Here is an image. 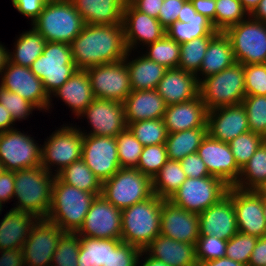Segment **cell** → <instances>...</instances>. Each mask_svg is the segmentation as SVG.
Returning <instances> with one entry per match:
<instances>
[{
	"label": "cell",
	"mask_w": 266,
	"mask_h": 266,
	"mask_svg": "<svg viewBox=\"0 0 266 266\" xmlns=\"http://www.w3.org/2000/svg\"><path fill=\"white\" fill-rule=\"evenodd\" d=\"M235 62L228 36L224 32L218 31L210 39L201 67L195 75L200 83L204 78L218 74Z\"/></svg>",
	"instance_id": "obj_32"
},
{
	"label": "cell",
	"mask_w": 266,
	"mask_h": 266,
	"mask_svg": "<svg viewBox=\"0 0 266 266\" xmlns=\"http://www.w3.org/2000/svg\"><path fill=\"white\" fill-rule=\"evenodd\" d=\"M82 117L87 119L91 128L87 132L77 125L84 135L116 137L127 127L124 104L115 100L95 98L77 119Z\"/></svg>",
	"instance_id": "obj_15"
},
{
	"label": "cell",
	"mask_w": 266,
	"mask_h": 266,
	"mask_svg": "<svg viewBox=\"0 0 266 266\" xmlns=\"http://www.w3.org/2000/svg\"><path fill=\"white\" fill-rule=\"evenodd\" d=\"M101 195L123 210L153 195L152 179L136 168H120L102 183Z\"/></svg>",
	"instance_id": "obj_9"
},
{
	"label": "cell",
	"mask_w": 266,
	"mask_h": 266,
	"mask_svg": "<svg viewBox=\"0 0 266 266\" xmlns=\"http://www.w3.org/2000/svg\"><path fill=\"white\" fill-rule=\"evenodd\" d=\"M250 131L247 114L241 104L218 107L208 111L207 134L218 141L229 143Z\"/></svg>",
	"instance_id": "obj_24"
},
{
	"label": "cell",
	"mask_w": 266,
	"mask_h": 266,
	"mask_svg": "<svg viewBox=\"0 0 266 266\" xmlns=\"http://www.w3.org/2000/svg\"><path fill=\"white\" fill-rule=\"evenodd\" d=\"M261 0H240L245 11L251 15L254 10L258 7V4Z\"/></svg>",
	"instance_id": "obj_69"
},
{
	"label": "cell",
	"mask_w": 266,
	"mask_h": 266,
	"mask_svg": "<svg viewBox=\"0 0 266 266\" xmlns=\"http://www.w3.org/2000/svg\"><path fill=\"white\" fill-rule=\"evenodd\" d=\"M29 68L42 81L48 96L77 70L72 60L70 44L59 42H46L44 51Z\"/></svg>",
	"instance_id": "obj_8"
},
{
	"label": "cell",
	"mask_w": 266,
	"mask_h": 266,
	"mask_svg": "<svg viewBox=\"0 0 266 266\" xmlns=\"http://www.w3.org/2000/svg\"><path fill=\"white\" fill-rule=\"evenodd\" d=\"M208 110L201 96L178 104L168 105L163 116L168 134L194 128H207Z\"/></svg>",
	"instance_id": "obj_25"
},
{
	"label": "cell",
	"mask_w": 266,
	"mask_h": 266,
	"mask_svg": "<svg viewBox=\"0 0 266 266\" xmlns=\"http://www.w3.org/2000/svg\"><path fill=\"white\" fill-rule=\"evenodd\" d=\"M264 140L265 138L262 135L248 131L228 143L240 169L250 160Z\"/></svg>",
	"instance_id": "obj_47"
},
{
	"label": "cell",
	"mask_w": 266,
	"mask_h": 266,
	"mask_svg": "<svg viewBox=\"0 0 266 266\" xmlns=\"http://www.w3.org/2000/svg\"><path fill=\"white\" fill-rule=\"evenodd\" d=\"M136 10L157 18L164 0H127Z\"/></svg>",
	"instance_id": "obj_59"
},
{
	"label": "cell",
	"mask_w": 266,
	"mask_h": 266,
	"mask_svg": "<svg viewBox=\"0 0 266 266\" xmlns=\"http://www.w3.org/2000/svg\"><path fill=\"white\" fill-rule=\"evenodd\" d=\"M186 1L187 0H164L158 20L166 30L177 21L178 14L181 12V8Z\"/></svg>",
	"instance_id": "obj_56"
},
{
	"label": "cell",
	"mask_w": 266,
	"mask_h": 266,
	"mask_svg": "<svg viewBox=\"0 0 266 266\" xmlns=\"http://www.w3.org/2000/svg\"><path fill=\"white\" fill-rule=\"evenodd\" d=\"M160 234L179 242L195 244L199 238V217L197 213L163 199L161 207Z\"/></svg>",
	"instance_id": "obj_22"
},
{
	"label": "cell",
	"mask_w": 266,
	"mask_h": 266,
	"mask_svg": "<svg viewBox=\"0 0 266 266\" xmlns=\"http://www.w3.org/2000/svg\"><path fill=\"white\" fill-rule=\"evenodd\" d=\"M56 176L65 184L94 193L96 196L102 193L101 181L85 164L82 158L65 167Z\"/></svg>",
	"instance_id": "obj_36"
},
{
	"label": "cell",
	"mask_w": 266,
	"mask_h": 266,
	"mask_svg": "<svg viewBox=\"0 0 266 266\" xmlns=\"http://www.w3.org/2000/svg\"><path fill=\"white\" fill-rule=\"evenodd\" d=\"M3 211V206L0 204V215L2 214L1 212Z\"/></svg>",
	"instance_id": "obj_73"
},
{
	"label": "cell",
	"mask_w": 266,
	"mask_h": 266,
	"mask_svg": "<svg viewBox=\"0 0 266 266\" xmlns=\"http://www.w3.org/2000/svg\"><path fill=\"white\" fill-rule=\"evenodd\" d=\"M122 26L128 51H137L138 47H141L140 49L143 51L147 45L154 43L166 34V29L157 18L141 13L128 1L123 10Z\"/></svg>",
	"instance_id": "obj_19"
},
{
	"label": "cell",
	"mask_w": 266,
	"mask_h": 266,
	"mask_svg": "<svg viewBox=\"0 0 266 266\" xmlns=\"http://www.w3.org/2000/svg\"><path fill=\"white\" fill-rule=\"evenodd\" d=\"M250 16L255 20L266 22V0H261Z\"/></svg>",
	"instance_id": "obj_67"
},
{
	"label": "cell",
	"mask_w": 266,
	"mask_h": 266,
	"mask_svg": "<svg viewBox=\"0 0 266 266\" xmlns=\"http://www.w3.org/2000/svg\"><path fill=\"white\" fill-rule=\"evenodd\" d=\"M109 258V239L80 236L78 266H103Z\"/></svg>",
	"instance_id": "obj_41"
},
{
	"label": "cell",
	"mask_w": 266,
	"mask_h": 266,
	"mask_svg": "<svg viewBox=\"0 0 266 266\" xmlns=\"http://www.w3.org/2000/svg\"><path fill=\"white\" fill-rule=\"evenodd\" d=\"M141 250L121 239H109V258L103 266H138Z\"/></svg>",
	"instance_id": "obj_50"
},
{
	"label": "cell",
	"mask_w": 266,
	"mask_h": 266,
	"mask_svg": "<svg viewBox=\"0 0 266 266\" xmlns=\"http://www.w3.org/2000/svg\"><path fill=\"white\" fill-rule=\"evenodd\" d=\"M18 130L13 128L0 132V163L6 171L41 166L42 145L28 131Z\"/></svg>",
	"instance_id": "obj_12"
},
{
	"label": "cell",
	"mask_w": 266,
	"mask_h": 266,
	"mask_svg": "<svg viewBox=\"0 0 266 266\" xmlns=\"http://www.w3.org/2000/svg\"><path fill=\"white\" fill-rule=\"evenodd\" d=\"M206 135L207 128H194L168 134L165 141L168 159L181 161L187 155L196 153Z\"/></svg>",
	"instance_id": "obj_35"
},
{
	"label": "cell",
	"mask_w": 266,
	"mask_h": 266,
	"mask_svg": "<svg viewBox=\"0 0 266 266\" xmlns=\"http://www.w3.org/2000/svg\"><path fill=\"white\" fill-rule=\"evenodd\" d=\"M14 210L46 218L52 201V187L56 175L42 166L14 171Z\"/></svg>",
	"instance_id": "obj_2"
},
{
	"label": "cell",
	"mask_w": 266,
	"mask_h": 266,
	"mask_svg": "<svg viewBox=\"0 0 266 266\" xmlns=\"http://www.w3.org/2000/svg\"><path fill=\"white\" fill-rule=\"evenodd\" d=\"M15 122L4 105L0 104V132H5L7 130L13 129L15 127Z\"/></svg>",
	"instance_id": "obj_65"
},
{
	"label": "cell",
	"mask_w": 266,
	"mask_h": 266,
	"mask_svg": "<svg viewBox=\"0 0 266 266\" xmlns=\"http://www.w3.org/2000/svg\"><path fill=\"white\" fill-rule=\"evenodd\" d=\"M132 51L126 54L125 62L130 74L132 90H153L164 77L167 70L164 66L147 58L143 53L130 58Z\"/></svg>",
	"instance_id": "obj_33"
},
{
	"label": "cell",
	"mask_w": 266,
	"mask_h": 266,
	"mask_svg": "<svg viewBox=\"0 0 266 266\" xmlns=\"http://www.w3.org/2000/svg\"><path fill=\"white\" fill-rule=\"evenodd\" d=\"M187 179L180 161L168 159L160 171L152 178L153 194L169 199Z\"/></svg>",
	"instance_id": "obj_38"
},
{
	"label": "cell",
	"mask_w": 266,
	"mask_h": 266,
	"mask_svg": "<svg viewBox=\"0 0 266 266\" xmlns=\"http://www.w3.org/2000/svg\"><path fill=\"white\" fill-rule=\"evenodd\" d=\"M196 266H245V265L238 263L234 260H231L225 256L213 260L197 261Z\"/></svg>",
	"instance_id": "obj_64"
},
{
	"label": "cell",
	"mask_w": 266,
	"mask_h": 266,
	"mask_svg": "<svg viewBox=\"0 0 266 266\" xmlns=\"http://www.w3.org/2000/svg\"><path fill=\"white\" fill-rule=\"evenodd\" d=\"M65 232L46 218H38L21 248L25 266H51L59 239Z\"/></svg>",
	"instance_id": "obj_14"
},
{
	"label": "cell",
	"mask_w": 266,
	"mask_h": 266,
	"mask_svg": "<svg viewBox=\"0 0 266 266\" xmlns=\"http://www.w3.org/2000/svg\"><path fill=\"white\" fill-rule=\"evenodd\" d=\"M48 0H11L12 6L23 16L28 17L32 22L42 12Z\"/></svg>",
	"instance_id": "obj_57"
},
{
	"label": "cell",
	"mask_w": 266,
	"mask_h": 266,
	"mask_svg": "<svg viewBox=\"0 0 266 266\" xmlns=\"http://www.w3.org/2000/svg\"><path fill=\"white\" fill-rule=\"evenodd\" d=\"M248 266H266V236L258 238Z\"/></svg>",
	"instance_id": "obj_62"
},
{
	"label": "cell",
	"mask_w": 266,
	"mask_h": 266,
	"mask_svg": "<svg viewBox=\"0 0 266 266\" xmlns=\"http://www.w3.org/2000/svg\"><path fill=\"white\" fill-rule=\"evenodd\" d=\"M14 171H5L0 177V204L4 206L13 199L15 188Z\"/></svg>",
	"instance_id": "obj_58"
},
{
	"label": "cell",
	"mask_w": 266,
	"mask_h": 266,
	"mask_svg": "<svg viewBox=\"0 0 266 266\" xmlns=\"http://www.w3.org/2000/svg\"><path fill=\"white\" fill-rule=\"evenodd\" d=\"M257 241L258 238L255 236L238 232L227 242L226 257L248 266L252 251L255 248Z\"/></svg>",
	"instance_id": "obj_51"
},
{
	"label": "cell",
	"mask_w": 266,
	"mask_h": 266,
	"mask_svg": "<svg viewBox=\"0 0 266 266\" xmlns=\"http://www.w3.org/2000/svg\"><path fill=\"white\" fill-rule=\"evenodd\" d=\"M266 182V139L257 148L250 160L242 167L234 187L257 190Z\"/></svg>",
	"instance_id": "obj_37"
},
{
	"label": "cell",
	"mask_w": 266,
	"mask_h": 266,
	"mask_svg": "<svg viewBox=\"0 0 266 266\" xmlns=\"http://www.w3.org/2000/svg\"><path fill=\"white\" fill-rule=\"evenodd\" d=\"M38 218L30 213L10 209L0 219V250L21 249Z\"/></svg>",
	"instance_id": "obj_31"
},
{
	"label": "cell",
	"mask_w": 266,
	"mask_h": 266,
	"mask_svg": "<svg viewBox=\"0 0 266 266\" xmlns=\"http://www.w3.org/2000/svg\"><path fill=\"white\" fill-rule=\"evenodd\" d=\"M121 229V210L99 195L92 201L84 222L76 234L99 239H121Z\"/></svg>",
	"instance_id": "obj_16"
},
{
	"label": "cell",
	"mask_w": 266,
	"mask_h": 266,
	"mask_svg": "<svg viewBox=\"0 0 266 266\" xmlns=\"http://www.w3.org/2000/svg\"><path fill=\"white\" fill-rule=\"evenodd\" d=\"M249 14L240 0H216L215 29L224 32L228 27L245 20Z\"/></svg>",
	"instance_id": "obj_44"
},
{
	"label": "cell",
	"mask_w": 266,
	"mask_h": 266,
	"mask_svg": "<svg viewBox=\"0 0 266 266\" xmlns=\"http://www.w3.org/2000/svg\"><path fill=\"white\" fill-rule=\"evenodd\" d=\"M263 213H264V217L266 219V200H263Z\"/></svg>",
	"instance_id": "obj_72"
},
{
	"label": "cell",
	"mask_w": 266,
	"mask_h": 266,
	"mask_svg": "<svg viewBox=\"0 0 266 266\" xmlns=\"http://www.w3.org/2000/svg\"><path fill=\"white\" fill-rule=\"evenodd\" d=\"M123 104L127 125L140 120L161 119L167 107L156 89L132 90Z\"/></svg>",
	"instance_id": "obj_28"
},
{
	"label": "cell",
	"mask_w": 266,
	"mask_h": 266,
	"mask_svg": "<svg viewBox=\"0 0 266 266\" xmlns=\"http://www.w3.org/2000/svg\"><path fill=\"white\" fill-rule=\"evenodd\" d=\"M167 160L165 144L143 146L136 169L152 179Z\"/></svg>",
	"instance_id": "obj_49"
},
{
	"label": "cell",
	"mask_w": 266,
	"mask_h": 266,
	"mask_svg": "<svg viewBox=\"0 0 266 266\" xmlns=\"http://www.w3.org/2000/svg\"><path fill=\"white\" fill-rule=\"evenodd\" d=\"M246 95H266V63L243 64Z\"/></svg>",
	"instance_id": "obj_54"
},
{
	"label": "cell",
	"mask_w": 266,
	"mask_h": 266,
	"mask_svg": "<svg viewBox=\"0 0 266 266\" xmlns=\"http://www.w3.org/2000/svg\"><path fill=\"white\" fill-rule=\"evenodd\" d=\"M228 240L215 236H199L196 245V260H213L226 256V245Z\"/></svg>",
	"instance_id": "obj_53"
},
{
	"label": "cell",
	"mask_w": 266,
	"mask_h": 266,
	"mask_svg": "<svg viewBox=\"0 0 266 266\" xmlns=\"http://www.w3.org/2000/svg\"><path fill=\"white\" fill-rule=\"evenodd\" d=\"M70 46L77 70L120 61L128 52L122 24H85Z\"/></svg>",
	"instance_id": "obj_1"
},
{
	"label": "cell",
	"mask_w": 266,
	"mask_h": 266,
	"mask_svg": "<svg viewBox=\"0 0 266 266\" xmlns=\"http://www.w3.org/2000/svg\"><path fill=\"white\" fill-rule=\"evenodd\" d=\"M18 36L14 42L13 52H8L9 62L30 67L44 51L47 41L32 26L30 30L23 31Z\"/></svg>",
	"instance_id": "obj_34"
},
{
	"label": "cell",
	"mask_w": 266,
	"mask_h": 266,
	"mask_svg": "<svg viewBox=\"0 0 266 266\" xmlns=\"http://www.w3.org/2000/svg\"><path fill=\"white\" fill-rule=\"evenodd\" d=\"M8 52L9 49L0 42V76L9 61Z\"/></svg>",
	"instance_id": "obj_68"
},
{
	"label": "cell",
	"mask_w": 266,
	"mask_h": 266,
	"mask_svg": "<svg viewBox=\"0 0 266 266\" xmlns=\"http://www.w3.org/2000/svg\"><path fill=\"white\" fill-rule=\"evenodd\" d=\"M82 159L101 183L121 168L115 137L84 135Z\"/></svg>",
	"instance_id": "obj_17"
},
{
	"label": "cell",
	"mask_w": 266,
	"mask_h": 266,
	"mask_svg": "<svg viewBox=\"0 0 266 266\" xmlns=\"http://www.w3.org/2000/svg\"><path fill=\"white\" fill-rule=\"evenodd\" d=\"M0 253V266H25L21 249H5Z\"/></svg>",
	"instance_id": "obj_60"
},
{
	"label": "cell",
	"mask_w": 266,
	"mask_h": 266,
	"mask_svg": "<svg viewBox=\"0 0 266 266\" xmlns=\"http://www.w3.org/2000/svg\"><path fill=\"white\" fill-rule=\"evenodd\" d=\"M196 10L194 9L190 0H187L182 8L181 12L178 14L177 21L179 22H192L196 15Z\"/></svg>",
	"instance_id": "obj_63"
},
{
	"label": "cell",
	"mask_w": 266,
	"mask_h": 266,
	"mask_svg": "<svg viewBox=\"0 0 266 266\" xmlns=\"http://www.w3.org/2000/svg\"><path fill=\"white\" fill-rule=\"evenodd\" d=\"M61 126L47 136L41 151V166L55 175L82 158L84 134L72 123Z\"/></svg>",
	"instance_id": "obj_7"
},
{
	"label": "cell",
	"mask_w": 266,
	"mask_h": 266,
	"mask_svg": "<svg viewBox=\"0 0 266 266\" xmlns=\"http://www.w3.org/2000/svg\"><path fill=\"white\" fill-rule=\"evenodd\" d=\"M79 250L80 236L76 233L65 232L59 239L51 266H78Z\"/></svg>",
	"instance_id": "obj_48"
},
{
	"label": "cell",
	"mask_w": 266,
	"mask_h": 266,
	"mask_svg": "<svg viewBox=\"0 0 266 266\" xmlns=\"http://www.w3.org/2000/svg\"><path fill=\"white\" fill-rule=\"evenodd\" d=\"M162 202L163 198L153 194L147 200L121 210V240L144 250L160 235Z\"/></svg>",
	"instance_id": "obj_4"
},
{
	"label": "cell",
	"mask_w": 266,
	"mask_h": 266,
	"mask_svg": "<svg viewBox=\"0 0 266 266\" xmlns=\"http://www.w3.org/2000/svg\"><path fill=\"white\" fill-rule=\"evenodd\" d=\"M30 25L47 42L71 44L85 23L70 0H48Z\"/></svg>",
	"instance_id": "obj_5"
},
{
	"label": "cell",
	"mask_w": 266,
	"mask_h": 266,
	"mask_svg": "<svg viewBox=\"0 0 266 266\" xmlns=\"http://www.w3.org/2000/svg\"><path fill=\"white\" fill-rule=\"evenodd\" d=\"M48 111L53 108V97L62 100L75 117H79L95 99L86 70H76L73 75L50 96Z\"/></svg>",
	"instance_id": "obj_26"
},
{
	"label": "cell",
	"mask_w": 266,
	"mask_h": 266,
	"mask_svg": "<svg viewBox=\"0 0 266 266\" xmlns=\"http://www.w3.org/2000/svg\"><path fill=\"white\" fill-rule=\"evenodd\" d=\"M144 250L169 266H196L197 263L195 244L179 242L161 234Z\"/></svg>",
	"instance_id": "obj_29"
},
{
	"label": "cell",
	"mask_w": 266,
	"mask_h": 266,
	"mask_svg": "<svg viewBox=\"0 0 266 266\" xmlns=\"http://www.w3.org/2000/svg\"><path fill=\"white\" fill-rule=\"evenodd\" d=\"M156 91L166 105L178 104L199 96V82L194 73L180 68L167 69Z\"/></svg>",
	"instance_id": "obj_27"
},
{
	"label": "cell",
	"mask_w": 266,
	"mask_h": 266,
	"mask_svg": "<svg viewBox=\"0 0 266 266\" xmlns=\"http://www.w3.org/2000/svg\"><path fill=\"white\" fill-rule=\"evenodd\" d=\"M118 159L121 168H136L142 153L143 145L126 127L116 137Z\"/></svg>",
	"instance_id": "obj_45"
},
{
	"label": "cell",
	"mask_w": 266,
	"mask_h": 266,
	"mask_svg": "<svg viewBox=\"0 0 266 266\" xmlns=\"http://www.w3.org/2000/svg\"><path fill=\"white\" fill-rule=\"evenodd\" d=\"M262 197V200H266V182L256 190Z\"/></svg>",
	"instance_id": "obj_70"
},
{
	"label": "cell",
	"mask_w": 266,
	"mask_h": 266,
	"mask_svg": "<svg viewBox=\"0 0 266 266\" xmlns=\"http://www.w3.org/2000/svg\"><path fill=\"white\" fill-rule=\"evenodd\" d=\"M6 171L5 167L0 163V177Z\"/></svg>",
	"instance_id": "obj_71"
},
{
	"label": "cell",
	"mask_w": 266,
	"mask_h": 266,
	"mask_svg": "<svg viewBox=\"0 0 266 266\" xmlns=\"http://www.w3.org/2000/svg\"><path fill=\"white\" fill-rule=\"evenodd\" d=\"M0 104L4 105L6 110L10 112L14 122L28 120L29 115L33 114L34 110L37 109L38 111L34 104L2 86H0Z\"/></svg>",
	"instance_id": "obj_52"
},
{
	"label": "cell",
	"mask_w": 266,
	"mask_h": 266,
	"mask_svg": "<svg viewBox=\"0 0 266 266\" xmlns=\"http://www.w3.org/2000/svg\"><path fill=\"white\" fill-rule=\"evenodd\" d=\"M138 266H169V265L162 262L161 260H158L150 256L145 250H141L139 259H138Z\"/></svg>",
	"instance_id": "obj_66"
},
{
	"label": "cell",
	"mask_w": 266,
	"mask_h": 266,
	"mask_svg": "<svg viewBox=\"0 0 266 266\" xmlns=\"http://www.w3.org/2000/svg\"><path fill=\"white\" fill-rule=\"evenodd\" d=\"M180 162L181 167L188 178H202L211 176L206 164L202 161V158L197 152L187 155Z\"/></svg>",
	"instance_id": "obj_55"
},
{
	"label": "cell",
	"mask_w": 266,
	"mask_h": 266,
	"mask_svg": "<svg viewBox=\"0 0 266 266\" xmlns=\"http://www.w3.org/2000/svg\"><path fill=\"white\" fill-rule=\"evenodd\" d=\"M217 32L212 22L200 13H196L192 22L176 21L166 30V34L179 44L199 37L214 36Z\"/></svg>",
	"instance_id": "obj_39"
},
{
	"label": "cell",
	"mask_w": 266,
	"mask_h": 266,
	"mask_svg": "<svg viewBox=\"0 0 266 266\" xmlns=\"http://www.w3.org/2000/svg\"><path fill=\"white\" fill-rule=\"evenodd\" d=\"M86 72L95 98L123 103L132 91L125 59L90 67Z\"/></svg>",
	"instance_id": "obj_13"
},
{
	"label": "cell",
	"mask_w": 266,
	"mask_h": 266,
	"mask_svg": "<svg viewBox=\"0 0 266 266\" xmlns=\"http://www.w3.org/2000/svg\"><path fill=\"white\" fill-rule=\"evenodd\" d=\"M199 95L207 110L241 104L246 96L243 64L235 62L199 83Z\"/></svg>",
	"instance_id": "obj_6"
},
{
	"label": "cell",
	"mask_w": 266,
	"mask_h": 266,
	"mask_svg": "<svg viewBox=\"0 0 266 266\" xmlns=\"http://www.w3.org/2000/svg\"><path fill=\"white\" fill-rule=\"evenodd\" d=\"M85 24H122L127 0H70Z\"/></svg>",
	"instance_id": "obj_30"
},
{
	"label": "cell",
	"mask_w": 266,
	"mask_h": 266,
	"mask_svg": "<svg viewBox=\"0 0 266 266\" xmlns=\"http://www.w3.org/2000/svg\"><path fill=\"white\" fill-rule=\"evenodd\" d=\"M197 13L210 20L215 28L216 0H190Z\"/></svg>",
	"instance_id": "obj_61"
},
{
	"label": "cell",
	"mask_w": 266,
	"mask_h": 266,
	"mask_svg": "<svg viewBox=\"0 0 266 266\" xmlns=\"http://www.w3.org/2000/svg\"><path fill=\"white\" fill-rule=\"evenodd\" d=\"M146 51L140 52L164 66L167 69L178 68L180 44L165 34L162 38L146 46Z\"/></svg>",
	"instance_id": "obj_40"
},
{
	"label": "cell",
	"mask_w": 266,
	"mask_h": 266,
	"mask_svg": "<svg viewBox=\"0 0 266 266\" xmlns=\"http://www.w3.org/2000/svg\"><path fill=\"white\" fill-rule=\"evenodd\" d=\"M238 232L261 238L266 236V219L263 213V200L256 190H243L231 187Z\"/></svg>",
	"instance_id": "obj_20"
},
{
	"label": "cell",
	"mask_w": 266,
	"mask_h": 266,
	"mask_svg": "<svg viewBox=\"0 0 266 266\" xmlns=\"http://www.w3.org/2000/svg\"><path fill=\"white\" fill-rule=\"evenodd\" d=\"M127 127L143 146L165 144L168 136L163 118L131 122Z\"/></svg>",
	"instance_id": "obj_42"
},
{
	"label": "cell",
	"mask_w": 266,
	"mask_h": 266,
	"mask_svg": "<svg viewBox=\"0 0 266 266\" xmlns=\"http://www.w3.org/2000/svg\"><path fill=\"white\" fill-rule=\"evenodd\" d=\"M251 132L266 139V95H246L242 101Z\"/></svg>",
	"instance_id": "obj_46"
},
{
	"label": "cell",
	"mask_w": 266,
	"mask_h": 266,
	"mask_svg": "<svg viewBox=\"0 0 266 266\" xmlns=\"http://www.w3.org/2000/svg\"><path fill=\"white\" fill-rule=\"evenodd\" d=\"M0 86L28 100L40 112H48L50 97L44 90L42 81L29 67L8 61L0 76Z\"/></svg>",
	"instance_id": "obj_18"
},
{
	"label": "cell",
	"mask_w": 266,
	"mask_h": 266,
	"mask_svg": "<svg viewBox=\"0 0 266 266\" xmlns=\"http://www.w3.org/2000/svg\"><path fill=\"white\" fill-rule=\"evenodd\" d=\"M197 153L206 164L211 176L221 179L229 187L235 185L241 169L236 164L228 143L215 140L207 134Z\"/></svg>",
	"instance_id": "obj_21"
},
{
	"label": "cell",
	"mask_w": 266,
	"mask_h": 266,
	"mask_svg": "<svg viewBox=\"0 0 266 266\" xmlns=\"http://www.w3.org/2000/svg\"><path fill=\"white\" fill-rule=\"evenodd\" d=\"M229 186L214 176L188 178L168 199L188 212L200 214L222 199Z\"/></svg>",
	"instance_id": "obj_11"
},
{
	"label": "cell",
	"mask_w": 266,
	"mask_h": 266,
	"mask_svg": "<svg viewBox=\"0 0 266 266\" xmlns=\"http://www.w3.org/2000/svg\"><path fill=\"white\" fill-rule=\"evenodd\" d=\"M212 37L213 36H204L195 38L187 43H181L178 68L196 74L201 67Z\"/></svg>",
	"instance_id": "obj_43"
},
{
	"label": "cell",
	"mask_w": 266,
	"mask_h": 266,
	"mask_svg": "<svg viewBox=\"0 0 266 266\" xmlns=\"http://www.w3.org/2000/svg\"><path fill=\"white\" fill-rule=\"evenodd\" d=\"M95 198L94 193L65 184L56 176L52 187L51 207L46 219L58 225L64 232L76 233Z\"/></svg>",
	"instance_id": "obj_3"
},
{
	"label": "cell",
	"mask_w": 266,
	"mask_h": 266,
	"mask_svg": "<svg viewBox=\"0 0 266 266\" xmlns=\"http://www.w3.org/2000/svg\"><path fill=\"white\" fill-rule=\"evenodd\" d=\"M228 36L235 61L242 64L266 63V23L250 15L238 24L228 27Z\"/></svg>",
	"instance_id": "obj_10"
},
{
	"label": "cell",
	"mask_w": 266,
	"mask_h": 266,
	"mask_svg": "<svg viewBox=\"0 0 266 266\" xmlns=\"http://www.w3.org/2000/svg\"><path fill=\"white\" fill-rule=\"evenodd\" d=\"M198 217L199 236L210 235L229 240L237 234V220L231 200V187L228 188L227 194L222 199L198 214Z\"/></svg>",
	"instance_id": "obj_23"
}]
</instances>
